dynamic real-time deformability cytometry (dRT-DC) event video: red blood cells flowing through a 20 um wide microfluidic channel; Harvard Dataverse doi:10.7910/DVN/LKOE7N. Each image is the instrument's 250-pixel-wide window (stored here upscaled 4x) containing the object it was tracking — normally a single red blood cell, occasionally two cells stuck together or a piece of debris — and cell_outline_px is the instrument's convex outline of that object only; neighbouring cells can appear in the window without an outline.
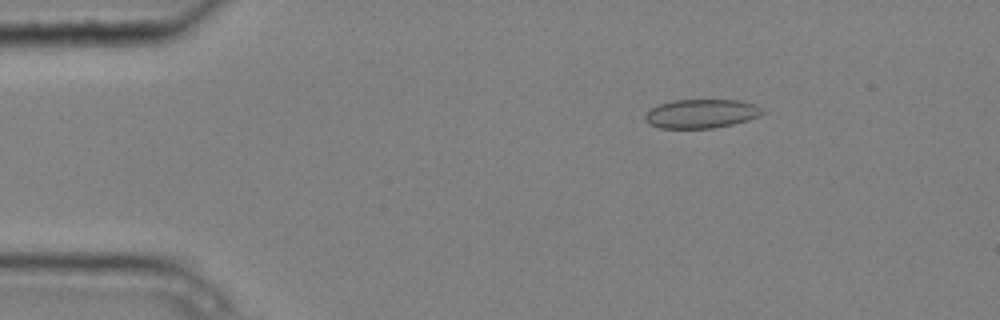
{"species": "common noctule bat (a hibernating species)", "species_latin": "Nyctalus noctula", "temperature_condition": "cold", "stored_images_in_passage": 4, "camera_frame_rate_fps": 3000, "um_per_image_px": 0.085, "animal": {"sex": "male", "body_mass_g": 20.4}, "frame": {"image": 1, "passage_image": 2, "time_ms": 0.333, "image_size_px": [1000, 320], "cell_outline_px": [[764, 112], [760, 116], [748, 120], [732, 124], [712, 128], [660, 128], [652, 124], [644, 116], [652, 108], [660, 104], [672, 100], [740, 100], [756, 104]], "centroid_in_image_um": [59.66, 9.65], "position_along_channel_um": 25.3, "area_um2": 19.54}}